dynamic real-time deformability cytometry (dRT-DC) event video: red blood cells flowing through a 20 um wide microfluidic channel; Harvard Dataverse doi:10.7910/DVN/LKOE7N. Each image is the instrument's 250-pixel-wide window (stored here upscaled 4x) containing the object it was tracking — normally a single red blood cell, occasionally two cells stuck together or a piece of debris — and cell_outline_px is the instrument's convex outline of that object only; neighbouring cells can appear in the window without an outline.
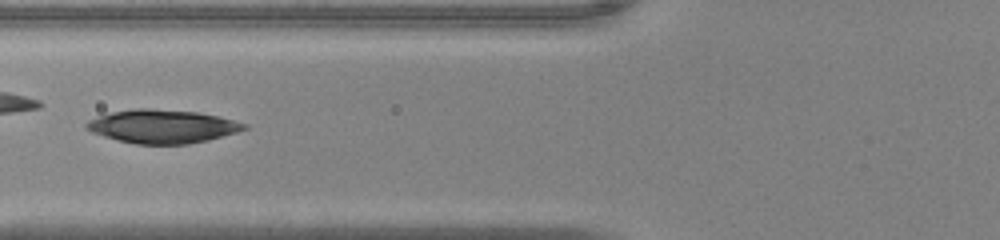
{"species": "common noctule bat (a hibernating species)", "species_latin": "Nyctalus noctula", "temperature_condition": "warm", "stored_images_in_passage": 49, "camera_frame_rate_fps": 3000, "um_per_image_px": 0.085, "animal": {"sex": "male", "body_mass_g": 20.0, "forearm_length_mm": 53.3}, "frame": {"image": 1, "passage_image": 22, "time_ms": 7.0, "image_size_px": [1000, 240], "cell_outline_px": [[248, 128], [236, 132], [208, 140], [188, 144], [136, 144], [104, 136], [92, 132], [84, 128], [84, 124], [88, 120], [112, 112], [136, 108], [148, 108], [196, 112], [216, 116], [248, 124]], "centroid_in_image_um": [13.78, 10.74], "position_along_channel_um": 112.0, "area_um2": 30.46}}
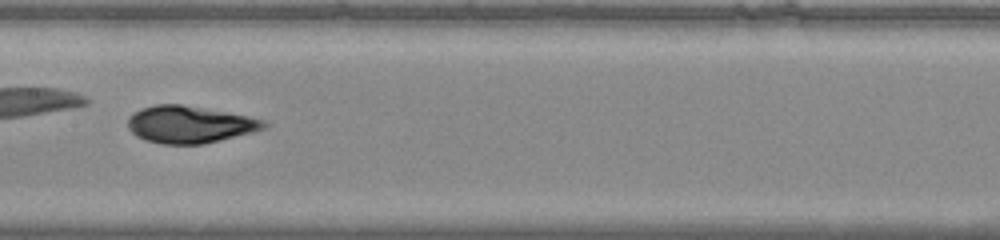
{"frame": {"image": 2, "passage_image": 28, "time_ms": 9.0, "image_size_px": [1000, 240], "cell_outline_px": [[268, 124], [264, 128], [252, 132], [204, 144], [160, 144], [144, 140], [136, 136], [128, 128], [128, 116], [140, 108], [156, 104], [180, 104], [248, 116], [268, 120]], "centroid_in_image_um": [16.09, 10.58], "position_along_channel_um": 191.3, "area_um2": 29.48}}